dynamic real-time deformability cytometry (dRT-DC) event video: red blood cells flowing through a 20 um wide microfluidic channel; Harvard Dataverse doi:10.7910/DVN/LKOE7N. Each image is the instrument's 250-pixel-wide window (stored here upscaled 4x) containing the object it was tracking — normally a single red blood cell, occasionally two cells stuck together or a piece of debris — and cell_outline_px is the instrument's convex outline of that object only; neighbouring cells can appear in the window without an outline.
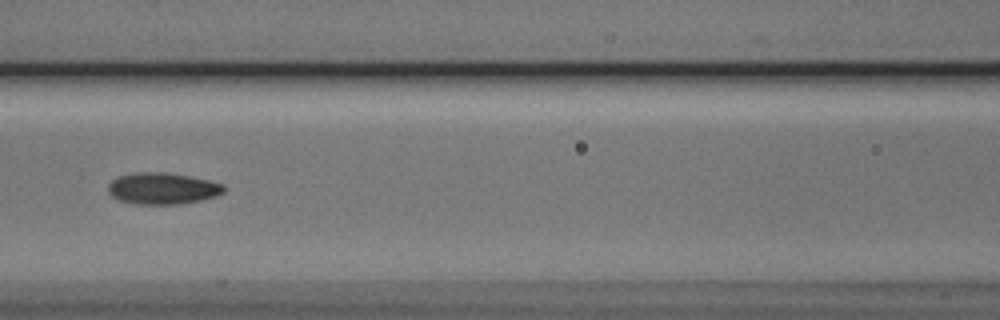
{"species": "Egyptian fruit bat (a non-hibernating species)", "species_latin": "Rousettus aegyptiacus", "temperature_condition": "cold", "stored_images_in_passage": 8, "camera_frame_rate_fps": 3000, "um_per_image_px": 0.085, "animal": {"sex": "male"}, "frame": {"image": 1, "passage_image": 5, "time_ms": 4.667, "image_size_px": [1000, 320], "cell_outline_px": [[224, 192], [216, 196], [200, 200], [180, 204], [132, 204], [120, 200], [112, 196], [108, 192], [108, 184], [112, 180], [120, 176], [136, 172], [164, 172], [188, 176], [208, 180], [224, 184]], "centroid_in_image_um": [13.8, 16.02], "position_along_channel_um": 152.8, "area_um2": 21.21}}
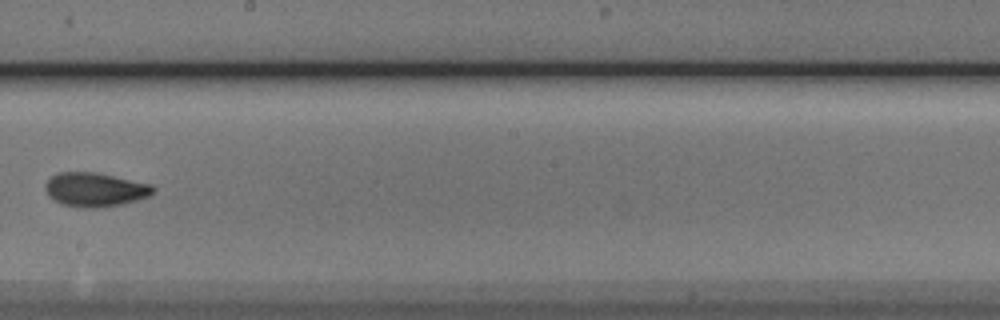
{"frame": {"image": 2, "passage_image": 7, "time_ms": 7.0, "image_size_px": [1000, 320], "cell_outline_px": [[156, 192], [148, 196], [136, 200], [120, 204], [96, 208], [84, 208], [64, 204], [48, 196], [44, 188], [44, 184], [52, 176], [60, 172], [96, 172], [152, 184], [156, 188]], "centroid_in_image_um": [8.1, 16.1], "position_along_channel_um": 240.1, "area_um2": 21.33}}
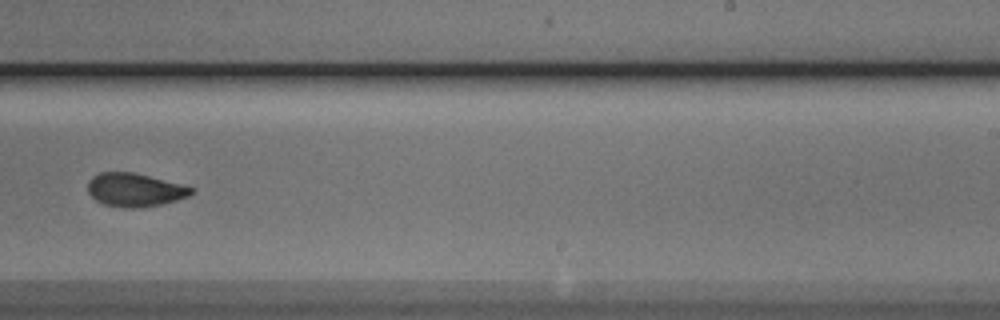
{"frame": {"image": 3, "passage_image": 8, "time_ms": 8.0, "image_size_px": [1000, 320], "cell_outline_px": [[196, 188], [188, 196], [176, 200], [160, 204], [140, 208], [124, 208], [104, 204], [96, 200], [88, 192], [88, 180], [92, 176], [100, 172], [132, 172]], "centroid_in_image_um": [11.43, 16.14], "position_along_channel_um": 277.6, "area_um2": 20.0}}